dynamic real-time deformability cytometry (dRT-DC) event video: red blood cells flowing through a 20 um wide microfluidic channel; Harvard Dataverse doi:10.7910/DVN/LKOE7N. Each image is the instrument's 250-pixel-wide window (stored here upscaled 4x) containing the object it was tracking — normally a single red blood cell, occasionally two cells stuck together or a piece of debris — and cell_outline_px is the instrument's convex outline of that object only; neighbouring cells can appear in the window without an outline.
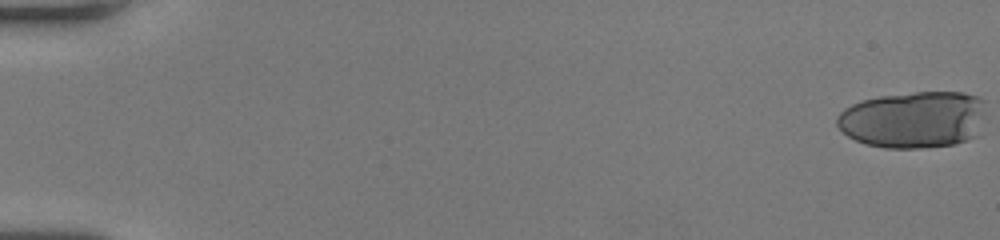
{"species": "human", "species_latin": "Homo sapiens", "temperature_condition": "room temperature", "stored_images_in_passage": 21, "camera_frame_rate_fps": 3000, "um_per_image_px": 0.085, "donor": {"sex": "female"}, "frame": {"image": 1, "passage_image": 1, "time_ms": 0.0, "image_size_px": [1000, 240], "cell_outline_px": [[984, 112], [980, 136], [956, 144], [920, 148], [884, 148], [868, 144], [856, 140], [848, 136], [836, 124], [836, 116], [844, 108], [860, 100], [880, 96], [916, 92], [964, 92], [980, 96], [984, 100]], "centroid_in_image_um": [77.7, 10.16], "position_along_channel_um": 7.3, "area_um2": 50.05}}
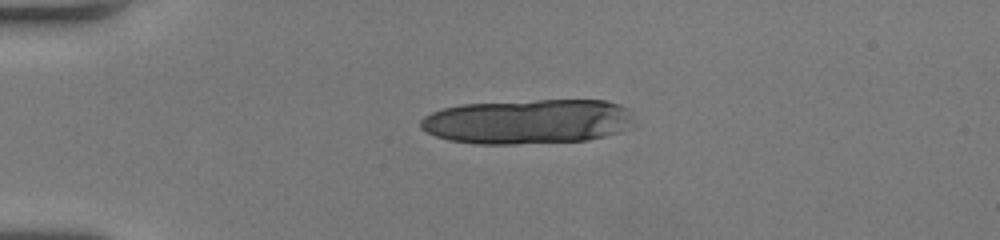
{"frame": {"image": 2, "passage_image": 15, "time_ms": 4.667, "image_size_px": [1000, 240], "cell_outline_px": [[636, 128], [588, 140], [512, 144], [476, 144], [448, 140], [436, 136], [420, 128], [420, 120], [424, 116], [432, 112], [444, 108], [460, 104], [536, 100], [608, 100], [620, 104], [628, 108], [636, 124]], "centroid_in_image_um": [44.94, 10.33], "position_along_channel_um": 40.1, "area_um2": 56.36}}